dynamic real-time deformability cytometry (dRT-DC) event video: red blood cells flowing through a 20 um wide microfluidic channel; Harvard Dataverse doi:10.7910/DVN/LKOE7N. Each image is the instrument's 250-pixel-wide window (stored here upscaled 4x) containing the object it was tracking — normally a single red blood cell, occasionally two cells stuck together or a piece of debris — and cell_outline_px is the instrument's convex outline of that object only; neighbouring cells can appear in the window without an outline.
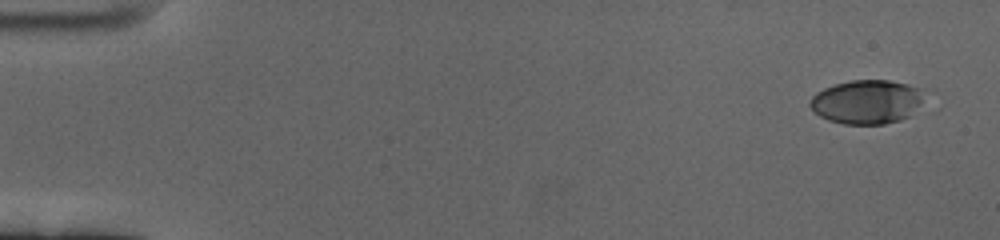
{"species": "human", "species_latin": "Homo sapiens", "temperature_condition": "cold", "stored_images_in_passage": 59, "camera_frame_rate_fps": 3000, "um_per_image_px": 0.085, "donor": {"sex": "female"}, "frame": {"image": 1, "passage_image": 1, "time_ms": 0.0, "image_size_px": [1000, 240], "cell_outline_px": [[920, 100], [908, 116], [900, 120], [884, 124], [844, 124], [828, 120], [820, 116], [808, 104], [812, 96], [816, 92], [824, 88], [836, 84], [852, 80], [888, 80], [908, 84], [916, 88], [920, 96]], "centroid_in_image_um": [73.57, 8.66], "position_along_channel_um": 11.4, "area_um2": 28.55}}
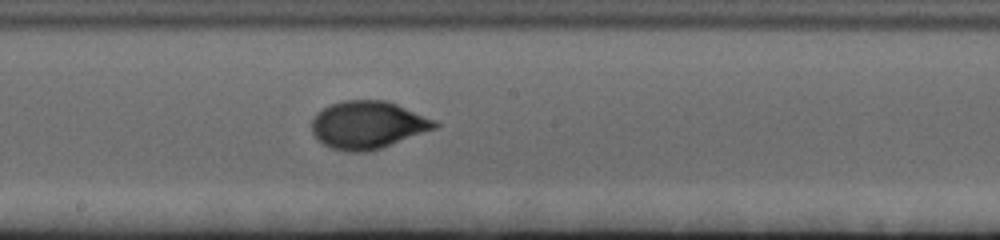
{"frame": {"image": 2, "passage_image": 32, "time_ms": 10.333, "image_size_px": [1000, 240], "cell_outline_px": [[440, 124], [436, 128], [380, 148], [364, 152], [348, 152], [332, 148], [324, 144], [312, 132], [312, 120], [316, 112], [332, 104], [344, 100], [388, 100], [436, 120]], "centroid_in_image_um": [31.27, 10.6], "position_along_channel_um": 216.9, "area_um2": 33.99}}
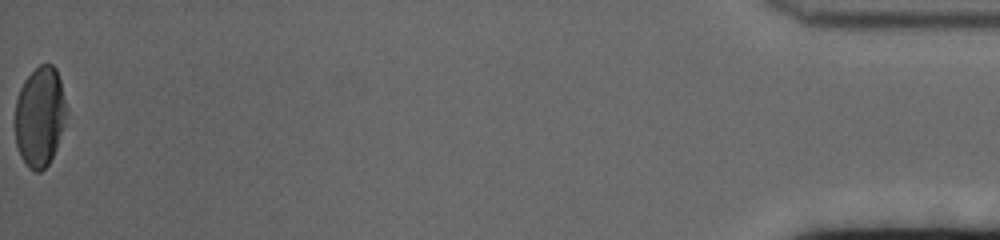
{"frame": {"image": 3, "passage_image": 59, "time_ms": 19.333, "image_size_px": [1000, 240], "cell_outline_px": [[68, 116], [56, 148], [48, 164], [40, 172], [36, 172], [28, 168], [20, 156], [16, 144], [16, 100], [20, 88], [24, 80], [40, 64], [52, 64], [56, 68], [60, 80], [68, 108]], "centroid_in_image_um": [3.41, 9.91], "position_along_channel_um": 431.8, "area_um2": 30.17}, "authors_computed_cell_mechanics": {"area_um2": 32.1946, "velocity_mm_per_s": 3.3944, "shape_relaxation_time_tau1_ms": 4.1556, "shape_relaxation_time_tau2_ms": null, "deformation_change_tau1": 0.1852, "deformation_change_tau2": null}}